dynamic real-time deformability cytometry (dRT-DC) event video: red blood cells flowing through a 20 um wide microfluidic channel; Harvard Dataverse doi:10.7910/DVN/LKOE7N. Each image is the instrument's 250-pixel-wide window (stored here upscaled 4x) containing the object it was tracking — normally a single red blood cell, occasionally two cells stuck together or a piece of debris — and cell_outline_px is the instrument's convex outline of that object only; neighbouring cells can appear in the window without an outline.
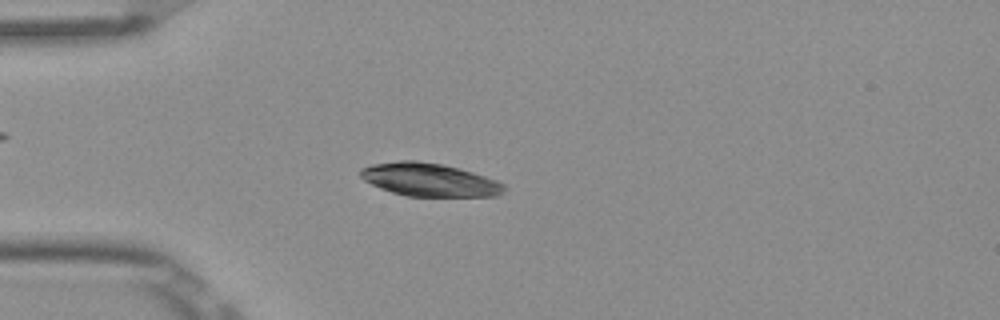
{"species": "Egyptian fruit bat (a non-hibernating species)", "species_latin": "Rousettus aegyptiacus", "temperature_condition": "room temperature", "stored_images_in_passage": 6, "camera_frame_rate_fps": 3000, "um_per_image_px": 0.085, "frame": {"image": 1, "passage_image": 5, "time_ms": 1.333, "image_size_px": [1000, 320], "cell_outline_px": [[504, 192], [496, 196], [408, 196], [392, 192], [380, 188], [364, 180], [360, 176], [360, 168], [372, 164], [400, 160], [416, 160], [444, 164], [460, 168], [496, 180], [504, 184]], "centroid_in_image_um": [36.48, 15.27], "position_along_channel_um": 48.5, "area_um2": 27.74}}